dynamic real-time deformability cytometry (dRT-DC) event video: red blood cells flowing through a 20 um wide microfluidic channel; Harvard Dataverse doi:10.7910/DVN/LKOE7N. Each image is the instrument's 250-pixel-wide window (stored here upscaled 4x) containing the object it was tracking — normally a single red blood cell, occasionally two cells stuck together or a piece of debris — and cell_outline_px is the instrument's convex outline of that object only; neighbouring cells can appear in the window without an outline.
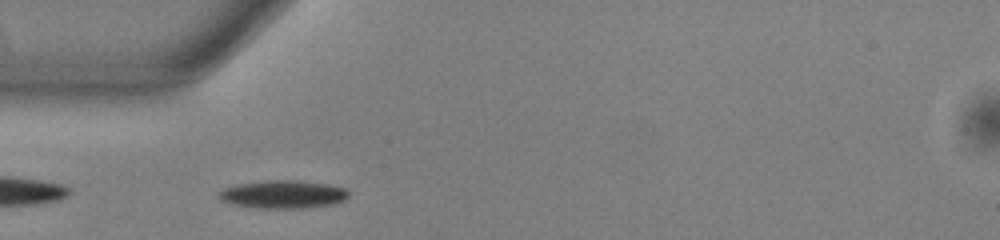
{"species": "common noctule bat (a hibernating species)", "species_latin": "Nyctalus noctula", "temperature_condition": "warm", "stored_images_in_passage": 40, "camera_frame_rate_fps": 3000, "um_per_image_px": 0.085, "animal": {"sex": "male", "body_mass_g": 13.0, "forearm_length_mm": 53.1}, "frame": {"image": 1, "passage_image": 3, "time_ms": 0.667, "image_size_px": [1000, 240], "cell_outline_px": [[348, 196], [344, 200], [336, 204], [304, 208], [260, 208], [232, 204], [220, 200], [220, 192], [224, 188], [236, 184], [268, 180], [296, 180], [328, 184], [344, 188], [348, 192]], "centroid_in_image_um": [24.08, 16.52], "position_along_channel_um": 60.9, "area_um2": 21.15}}
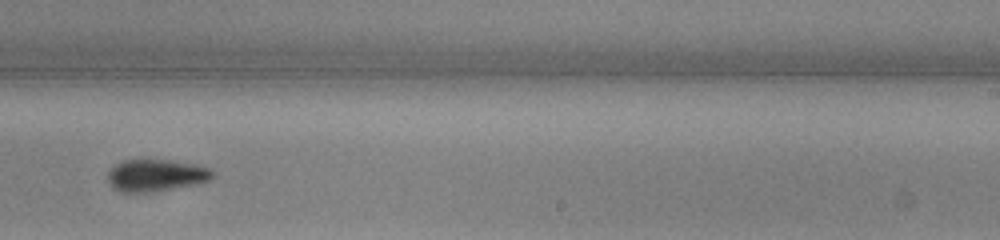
{"frame": {"image": 2, "passage_image": 20, "time_ms": 6.333, "image_size_px": [1000, 240], "cell_outline_px": [[216, 172], [212, 180], [196, 184], [156, 192], [120, 192], [112, 188], [108, 184], [108, 172], [120, 160], [164, 160], [192, 164], [212, 168]], "centroid_in_image_um": [13.27, 14.92], "position_along_channel_um": 275.7, "area_um2": 19.83}}
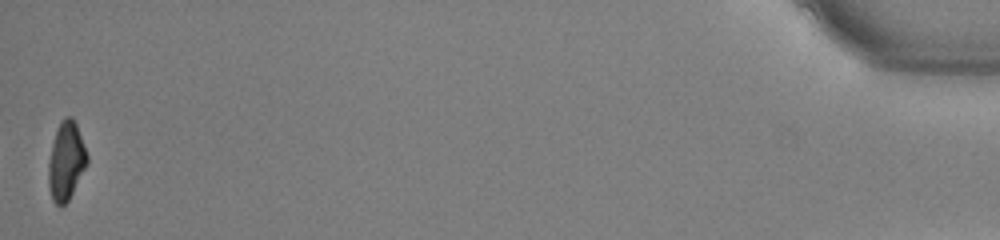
{"frame": {"image": 3, "passage_image": 40, "time_ms": 13.0, "image_size_px": [1000, 240], "cell_outline_px": [[88, 164], [68, 200], [60, 208], [52, 200], [48, 188], [48, 164], [52, 144], [60, 120], [64, 116], [72, 116], [76, 124], [88, 156]], "centroid_in_image_um": [5.61, 13.7], "position_along_channel_um": 429.6, "area_um2": 17.69}, "authors_computed_cell_mechanics": {"area_um2": 19.8543, "velocity_mm_per_s": 3.833, "shape_relaxation_time_tau1_ms": 3.6484, "shape_relaxation_time_tau2_ms": null, "deformation_change_tau1": 0.128, "deformation_change_tau2": null}}